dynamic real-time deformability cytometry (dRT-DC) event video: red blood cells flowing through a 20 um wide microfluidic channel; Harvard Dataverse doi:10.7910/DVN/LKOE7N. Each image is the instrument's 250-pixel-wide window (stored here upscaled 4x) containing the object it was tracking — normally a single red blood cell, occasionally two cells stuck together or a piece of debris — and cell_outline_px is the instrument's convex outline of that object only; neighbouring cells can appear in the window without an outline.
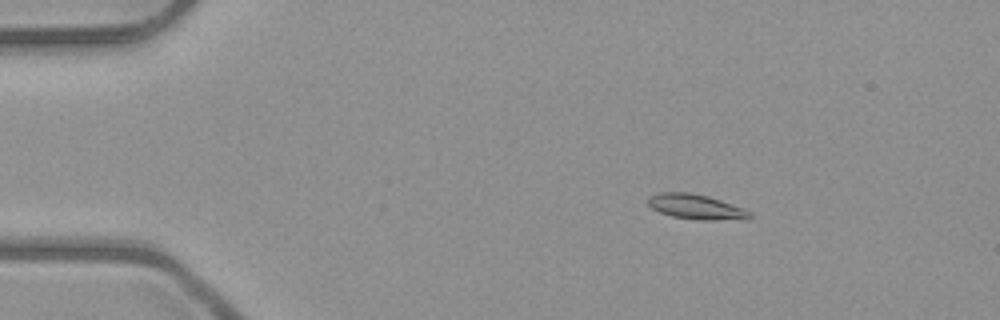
{"species": "common noctule bat (a hibernating species)", "species_latin": "Nyctalus noctula", "temperature_condition": "room temperature", "stored_images_in_passage": 3, "camera_frame_rate_fps": 3000, "um_per_image_px": 0.085, "animal": {"sex": "male", "body_mass_g": 23.1, "forearm_length_mm": 52.7}, "frame": {"image": 1, "passage_image": 1, "time_ms": 0.0, "image_size_px": [1000, 320], "cell_outline_px": [[752, 216], [748, 220], [700, 220], [672, 216], [660, 212], [652, 208], [648, 204], [648, 196], [660, 192], [688, 192], [708, 196], [744, 208], [752, 212]], "centroid_in_image_um": [59.21, 17.59], "position_along_channel_um": 25.8, "area_um2": 14.97}}